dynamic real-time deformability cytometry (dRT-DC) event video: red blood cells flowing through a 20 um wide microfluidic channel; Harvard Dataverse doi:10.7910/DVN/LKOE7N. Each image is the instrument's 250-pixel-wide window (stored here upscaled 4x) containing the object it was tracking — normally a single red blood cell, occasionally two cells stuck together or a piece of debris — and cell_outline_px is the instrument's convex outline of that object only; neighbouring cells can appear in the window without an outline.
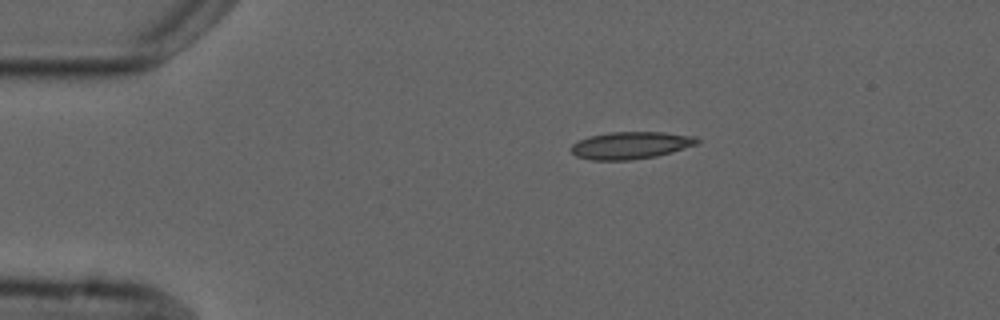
{"species": "common noctule bat (a hibernating species)", "species_latin": "Nyctalus noctula", "temperature_condition": "cold", "stored_images_in_passage": 5, "camera_frame_rate_fps": 3000, "um_per_image_px": 0.085, "animal": {"sex": "male", "forearm_length_mm": 52.5}, "frame": {"image": 1, "passage_image": 1, "time_ms": 0.0, "image_size_px": [1000, 320], "cell_outline_px": [[700, 140], [696, 144], [672, 152], [656, 156], [628, 160], [592, 160], [576, 156], [572, 152], [572, 144], [580, 140], [592, 136], [612, 132], [664, 132], [696, 136]], "centroid_in_image_um": [53.64, 12.35], "position_along_channel_um": 31.4, "area_um2": 19.77}}
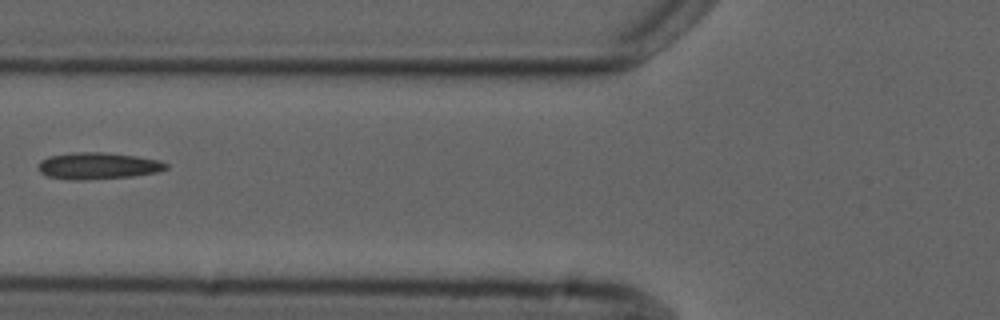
{"frame": {"image": 2, "passage_image": 4, "time_ms": 3.667, "image_size_px": [1000, 320], "cell_outline_px": [[168, 168], [156, 172], [132, 176], [84, 180], [72, 180], [44, 176], [40, 172], [40, 160], [48, 156], [72, 152], [104, 152], [136, 156], [160, 160], [168, 164]], "centroid_in_image_um": [8.31, 14.09], "position_along_channel_um": 117.5, "area_um2": 19.94}}
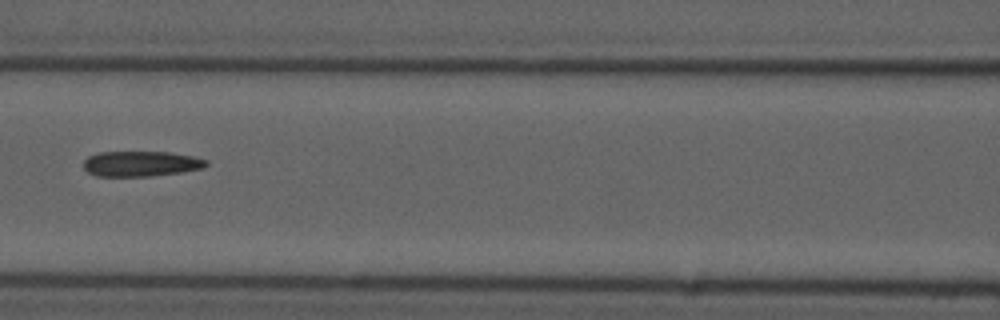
{"frame": {"image": 3, "passage_image": 5, "time_ms": 4.667, "image_size_px": [1000, 320], "cell_outline_px": [[208, 164], [204, 168], [180, 172], [152, 176], [96, 176], [88, 172], [84, 168], [84, 160], [88, 156], [100, 152], [168, 152], [192, 156], [208, 160]], "centroid_in_image_um": [11.98, 13.92], "position_along_channel_um": 154.6, "area_um2": 18.09}}